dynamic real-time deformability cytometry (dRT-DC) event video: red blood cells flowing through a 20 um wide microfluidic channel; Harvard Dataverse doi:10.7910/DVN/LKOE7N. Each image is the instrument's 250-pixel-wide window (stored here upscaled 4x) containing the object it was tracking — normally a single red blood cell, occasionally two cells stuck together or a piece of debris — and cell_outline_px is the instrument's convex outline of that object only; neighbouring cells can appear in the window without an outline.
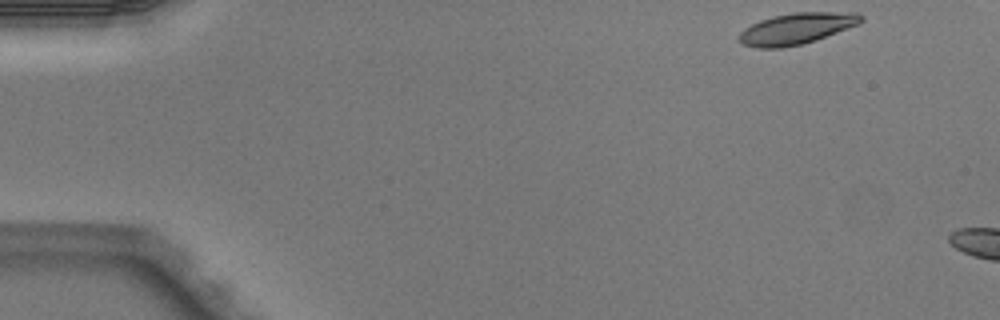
{"species": "Egyptian fruit bat (a non-hibernating species)", "species_latin": "Rousettus aegyptiacus", "temperature_condition": "warm", "stored_images_in_passage": 3, "camera_frame_rate_fps": 3000, "um_per_image_px": 0.085, "animal": {"sex": "male"}, "frame": {"image": 1, "passage_image": 1, "time_ms": 0.0, "image_size_px": [1000, 320], "cell_outline_px": [[864, 20], [860, 24], [816, 40], [784, 48], [756, 48], [744, 44], [740, 40], [740, 32], [744, 28], [760, 20], [772, 16], [792, 12], [856, 12], [864, 16]], "centroid_in_image_um": [67.75, 2.42], "position_along_channel_um": 17.2, "area_um2": 22.31}}